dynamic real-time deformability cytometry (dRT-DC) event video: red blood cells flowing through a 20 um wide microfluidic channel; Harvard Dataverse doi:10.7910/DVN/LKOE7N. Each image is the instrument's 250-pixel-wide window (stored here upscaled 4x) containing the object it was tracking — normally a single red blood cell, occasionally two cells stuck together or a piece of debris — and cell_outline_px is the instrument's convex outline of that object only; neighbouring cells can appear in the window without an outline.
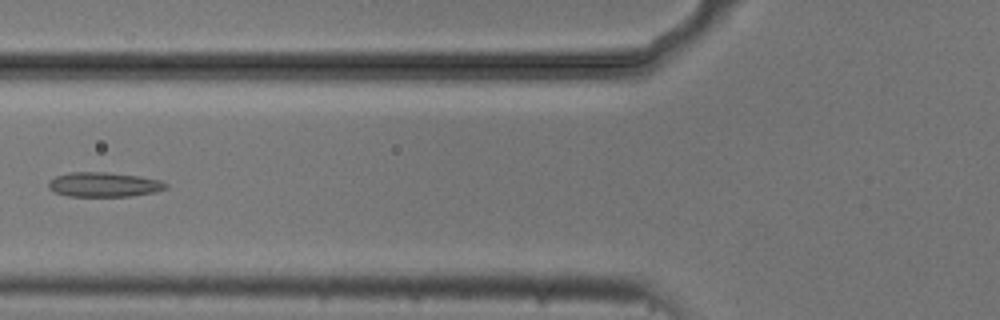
{"species": "common noctule bat (a hibernating species)", "species_latin": "Nyctalus noctula", "temperature_condition": "cold", "stored_images_in_passage": 3, "camera_frame_rate_fps": 3000, "um_per_image_px": 0.085, "animal": {"sex": "male", "body_mass_g": 20.5, "forearm_length_mm": 52.5}, "frame": {"image": 1, "passage_image": 3, "time_ms": 0.667, "image_size_px": [1000, 320], "cell_outline_px": [[168, 188], [156, 192], [132, 196], [68, 196], [56, 192], [48, 188], [48, 180], [56, 176], [68, 172], [108, 172], [140, 176], [160, 180], [168, 184]], "centroid_in_image_um": [8.85, 15.68], "position_along_channel_um": 117.0, "area_um2": 16.99}}